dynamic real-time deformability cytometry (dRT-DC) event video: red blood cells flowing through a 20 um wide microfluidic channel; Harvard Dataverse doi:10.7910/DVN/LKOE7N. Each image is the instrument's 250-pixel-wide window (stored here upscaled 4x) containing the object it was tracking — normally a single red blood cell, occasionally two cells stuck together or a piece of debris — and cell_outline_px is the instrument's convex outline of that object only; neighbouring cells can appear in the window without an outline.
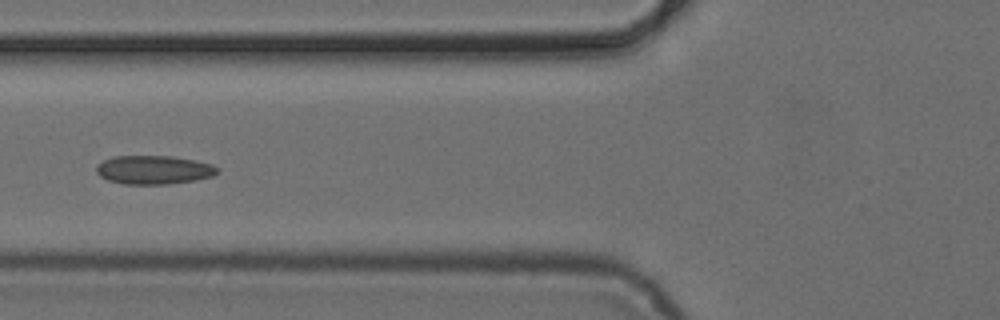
{"species": "common noctule bat (a hibernating species)", "species_latin": "Nyctalus noctula", "temperature_condition": "cold", "stored_images_in_passage": 8, "camera_frame_rate_fps": 3000, "um_per_image_px": 0.085, "animal": {"sex": "female", "body_mass_g": 24.6, "forearm_length_mm": 56.2}, "frame": {"image": 1, "passage_image": 4, "time_ms": 4.667, "image_size_px": [1000, 320], "cell_outline_px": [[220, 172], [212, 176], [196, 180], [168, 184], [124, 184], [108, 180], [100, 176], [96, 172], [96, 164], [104, 160], [116, 156], [172, 156], [212, 164], [220, 168]], "centroid_in_image_um": [13.08, 14.44], "position_along_channel_um": 112.7, "area_um2": 20.29}}
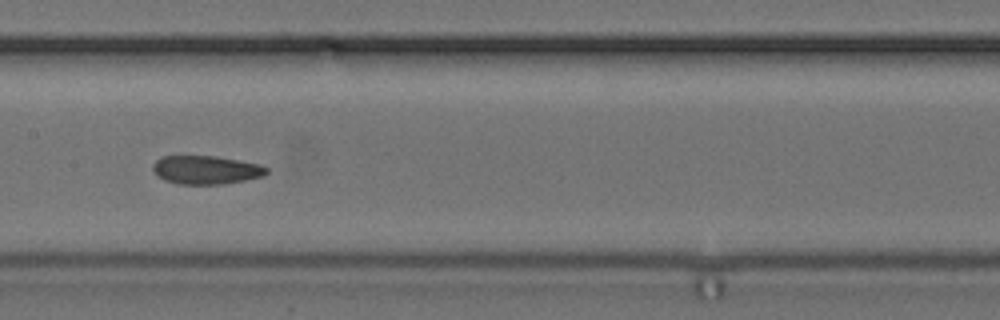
{"frame": {"image": 2, "passage_image": 6, "time_ms": 6.667, "image_size_px": [1000, 320], "cell_outline_px": [[268, 172], [264, 176], [244, 180], [220, 184], [180, 184], [164, 180], [152, 168], [152, 164], [160, 156], [216, 156], [260, 164], [268, 168]], "centroid_in_image_um": [17.52, 14.43], "position_along_channel_um": 189.9, "area_um2": 18.79}}
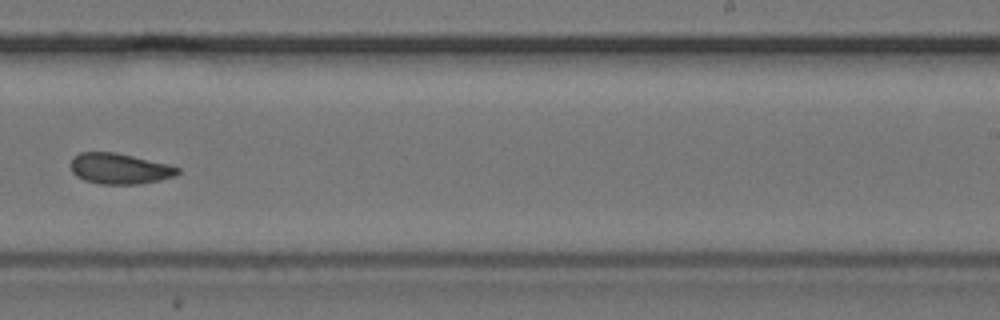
{"frame": {"image": 3, "passage_image": 8, "time_ms": 9.0, "image_size_px": [1000, 320], "cell_outline_px": [[180, 172], [176, 176], [160, 180], [140, 184], [100, 184], [84, 180], [76, 176], [72, 172], [68, 164], [72, 156], [80, 152], [116, 152], [168, 164], [180, 168]], "centroid_in_image_um": [10.12, 14.33], "position_along_channel_um": 278.9, "area_um2": 19.48}}